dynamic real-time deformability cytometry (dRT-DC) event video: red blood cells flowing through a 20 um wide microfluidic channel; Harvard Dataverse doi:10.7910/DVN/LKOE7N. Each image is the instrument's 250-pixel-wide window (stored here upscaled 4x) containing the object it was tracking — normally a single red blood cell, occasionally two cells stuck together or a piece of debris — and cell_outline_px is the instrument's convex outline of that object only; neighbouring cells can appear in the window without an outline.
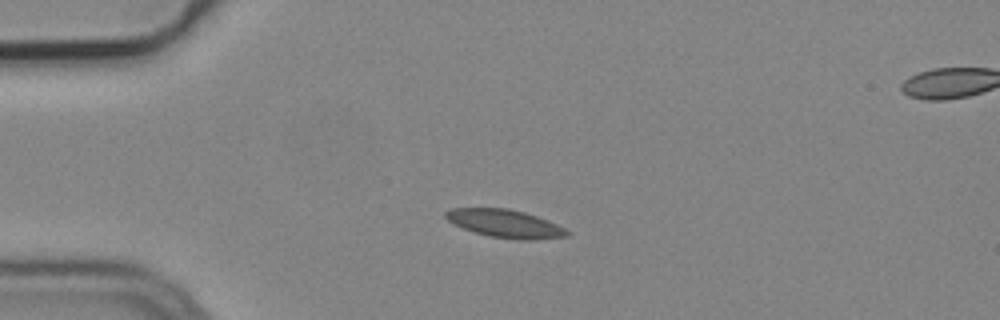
{"species": "common noctule bat (a hibernating species)", "species_latin": "Nyctalus noctula", "temperature_condition": "cold", "stored_images_in_passage": 43, "camera_frame_rate_fps": 3000, "um_per_image_px": 0.085, "animal": {"sex": "male", "body_mass_g": 19.2, "forearm_length_mm": 51.8}, "frame": {"image": 1, "passage_image": 1, "time_ms": 0.0, "image_size_px": [1000, 320], "cell_outline_px": [[572, 232], [568, 236], [532, 240], [520, 240], [488, 236], [464, 228], [448, 220], [444, 216], [444, 212], [452, 208], [508, 208], [524, 212], [548, 220]], "centroid_in_image_um": [42.96, 19.0], "position_along_channel_um": 42.0, "area_um2": 19.71}}
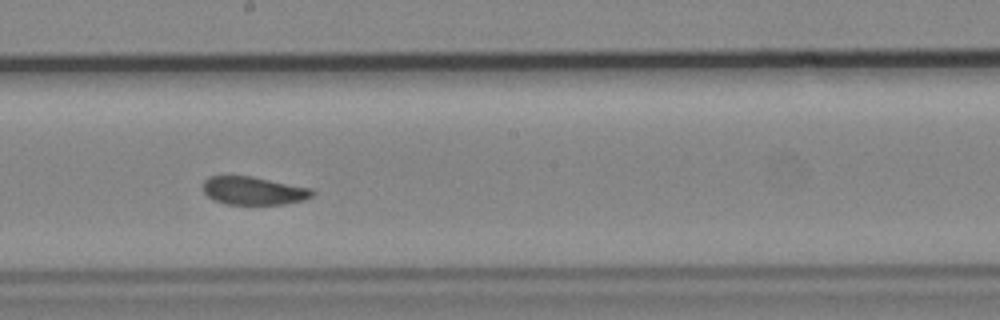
{"frame": {"image": 2, "passage_image": 18, "time_ms": 5.667, "image_size_px": [1000, 320], "cell_outline_px": [[316, 192], [312, 196], [304, 200], [284, 204], [228, 204], [212, 200], [204, 192], [204, 180], [208, 176], [252, 176], [312, 188]], "centroid_in_image_um": [21.58, 16.21], "position_along_channel_um": 226.6, "area_um2": 17.98}}
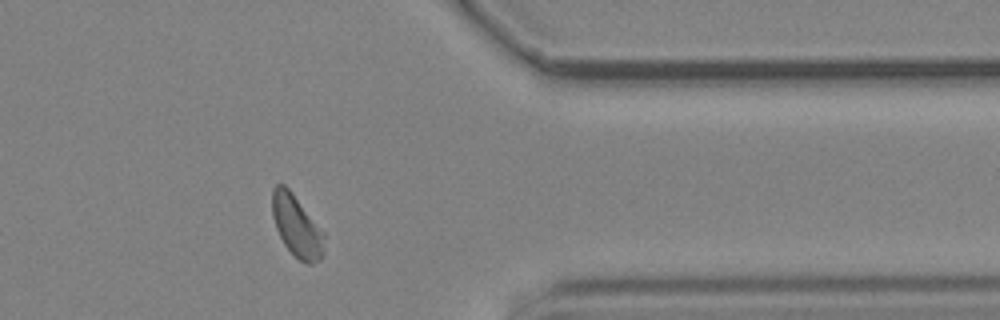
{"frame": {"image": 3, "passage_image": 32, "time_ms": 10.333, "image_size_px": [1000, 320], "cell_outline_px": [[324, 252], [320, 260], [312, 264], [308, 264], [300, 260], [284, 244], [276, 228], [272, 216], [272, 188], [276, 184], [284, 184], [292, 192], [324, 232]], "centroid_in_image_um": [25.22, 19.21], "position_along_channel_um": 386.2, "area_um2": 18.61}}